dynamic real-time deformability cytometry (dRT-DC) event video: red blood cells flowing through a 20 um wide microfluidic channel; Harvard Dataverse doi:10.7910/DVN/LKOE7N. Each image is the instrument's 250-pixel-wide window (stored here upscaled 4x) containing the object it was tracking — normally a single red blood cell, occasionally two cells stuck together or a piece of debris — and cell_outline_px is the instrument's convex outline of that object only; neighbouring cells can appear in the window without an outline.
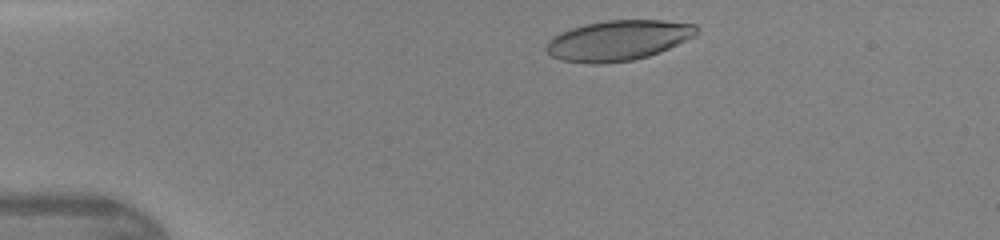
{"species": "human", "species_latin": "Homo sapiens", "temperature_condition": "warm", "stored_images_in_passage": 34, "camera_frame_rate_fps": 3000, "um_per_image_px": 0.085, "donor": {"sex": "female"}, "frame": {"image": 1, "passage_image": 3, "time_ms": 0.667, "image_size_px": [1000, 240], "cell_outline_px": [[700, 32], [696, 36], [660, 52], [648, 56], [632, 60], [600, 64], [588, 64], [560, 60], [552, 56], [544, 48], [548, 40], [560, 32], [584, 24], [608, 20], [664, 20], [696, 24], [700, 28]], "centroid_in_image_um": [52.57, 3.43], "position_along_channel_um": 32.4, "area_um2": 35.6}}
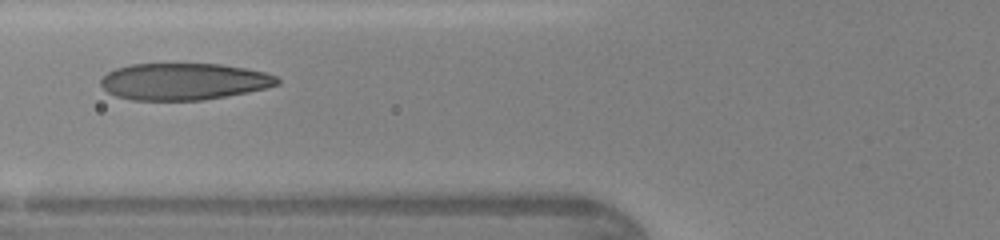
{"frame": {"image": 2, "passage_image": 12, "time_ms": 3.667, "image_size_px": [1000, 240], "cell_outline_px": [[280, 84], [248, 92], [204, 100], [132, 100], [116, 96], [108, 92], [100, 84], [100, 80], [108, 72], [116, 68], [128, 64], [220, 64], [244, 68], [264, 72], [276, 76], [280, 80]], "centroid_in_image_um": [15.61, 6.93], "position_along_channel_um": 110.2, "area_um2": 37.8}}
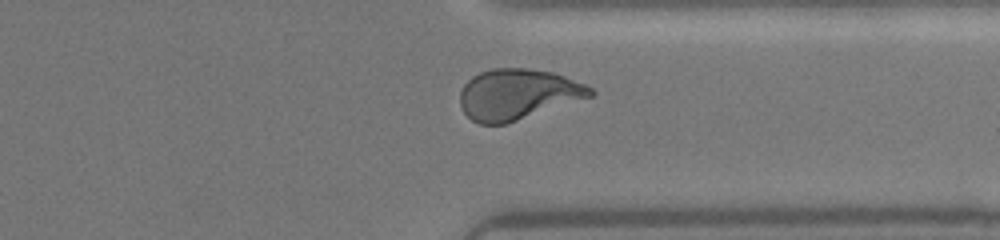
{"frame": {"image": 3, "passage_image": 29, "time_ms": 9.333, "image_size_px": [1000, 240], "cell_outline_px": [[596, 92], [592, 96], [504, 124], [480, 124], [472, 120], [464, 112], [460, 104], [460, 92], [464, 84], [472, 76], [480, 72], [492, 68], [528, 68], [552, 72], [564, 76], [584, 84], [592, 88]], "centroid_in_image_um": [43.98, 8.0], "position_along_channel_um": 367.4, "area_um2": 38.15}}